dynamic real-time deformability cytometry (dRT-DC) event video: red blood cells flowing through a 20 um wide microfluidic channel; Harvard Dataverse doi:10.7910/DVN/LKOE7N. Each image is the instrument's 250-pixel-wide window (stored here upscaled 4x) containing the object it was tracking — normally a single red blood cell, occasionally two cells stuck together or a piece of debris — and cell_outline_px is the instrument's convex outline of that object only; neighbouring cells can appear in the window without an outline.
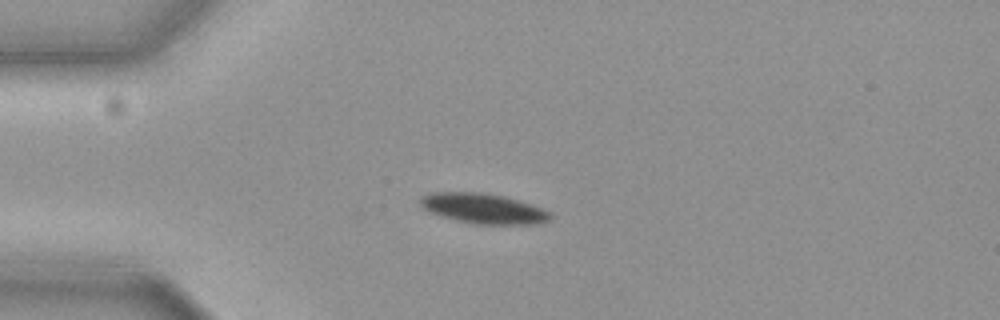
{"species": "common noctule bat (a hibernating species)", "species_latin": "Nyctalus noctula", "temperature_condition": "cold", "stored_images_in_passage": 7, "camera_frame_rate_fps": 3000, "um_per_image_px": 0.085, "animal": {"sex": "female", "body_mass_g": 19.3, "forearm_length_mm": 54.1}, "frame": {"image": 1, "passage_image": 1, "time_ms": 0.0, "image_size_px": [1000, 320], "cell_outline_px": [[552, 216], [548, 220], [532, 224], [476, 224], [456, 220], [440, 216], [424, 208], [420, 204], [420, 196], [432, 192], [476, 192], [504, 196], [540, 208], [548, 212]], "centroid_in_image_um": [41.01, 17.72], "position_along_channel_um": 44.0, "area_um2": 22.37}}
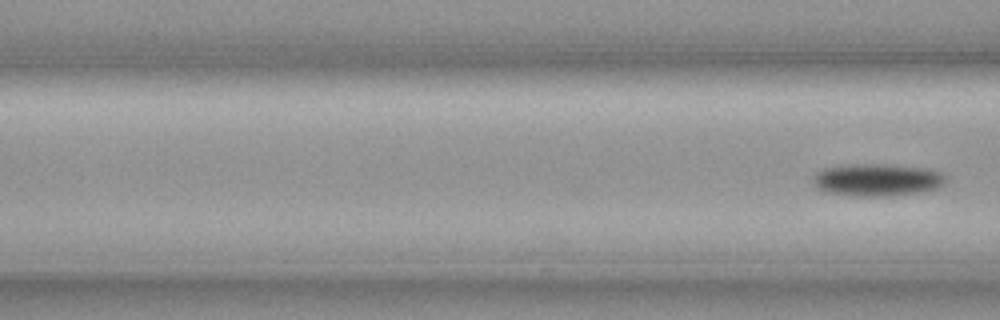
{"frame": {"image": 2, "passage_image": 7, "time_ms": 2.0, "image_size_px": [1000, 320], "cell_outline_px": [[948, 184], [944, 188], [936, 192], [904, 196], [836, 196], [820, 192], [812, 188], [808, 180], [812, 172], [820, 168], [840, 164], [884, 164], [928, 168], [944, 172], [948, 176]], "centroid_in_image_um": [74.54, 15.32], "position_along_channel_um": 92.1, "area_um2": 27.74}}